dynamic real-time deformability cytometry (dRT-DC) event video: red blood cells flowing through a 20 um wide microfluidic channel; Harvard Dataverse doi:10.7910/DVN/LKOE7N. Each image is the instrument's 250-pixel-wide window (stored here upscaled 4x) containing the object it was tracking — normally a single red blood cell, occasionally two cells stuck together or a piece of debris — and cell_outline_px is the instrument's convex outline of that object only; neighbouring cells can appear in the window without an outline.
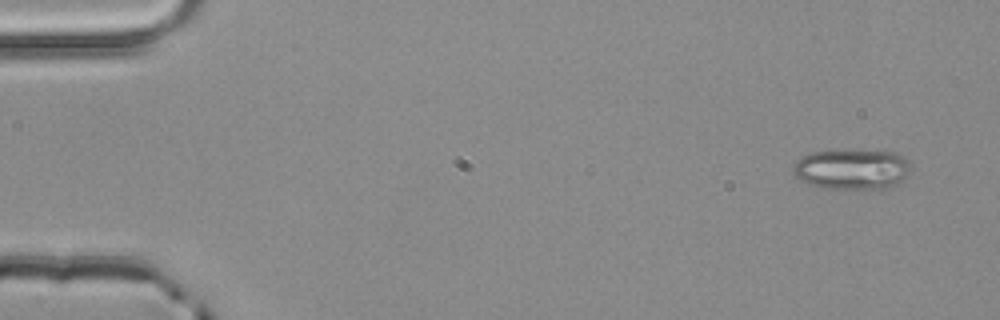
{"species": "common noctule bat (a hibernating species)", "species_latin": "Nyctalus noctula", "temperature_condition": "room temperature", "stored_images_in_passage": 3, "camera_frame_rate_fps": 3000, "um_per_image_px": 0.085, "animal": {"sex": "male", "body_mass_g": 20.4}, "frame": {"image": 1, "passage_image": 1, "time_ms": 0.0, "image_size_px": [1000, 320], "cell_outline_px": [[912, 168], [904, 180], [900, 184], [888, 188], [820, 188], [808, 184], [800, 180], [792, 172], [792, 168], [796, 160], [800, 156], [812, 152], [896, 152], [904, 156], [912, 164]], "centroid_in_image_um": [72.44, 14.41], "position_along_channel_um": 12.6, "area_um2": 27.57}}